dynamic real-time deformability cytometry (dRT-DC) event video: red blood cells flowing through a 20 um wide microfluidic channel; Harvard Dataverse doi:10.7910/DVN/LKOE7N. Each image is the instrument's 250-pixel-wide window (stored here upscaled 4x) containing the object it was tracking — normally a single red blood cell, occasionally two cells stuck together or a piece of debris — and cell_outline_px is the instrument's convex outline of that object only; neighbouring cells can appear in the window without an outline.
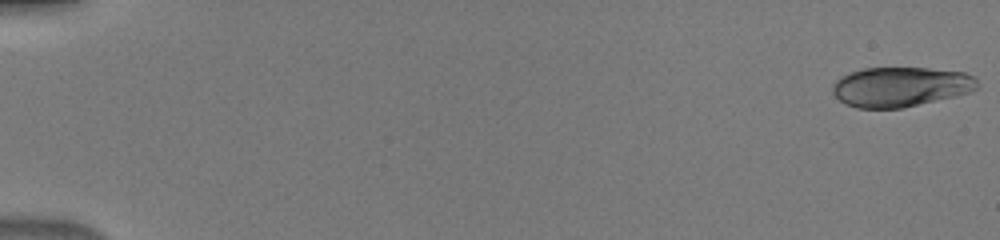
{"species": "human", "species_latin": "Homo sapiens", "temperature_condition": "warm", "stored_images_in_passage": 50, "camera_frame_rate_fps": 3000, "um_per_image_px": 0.085, "donor": {"sex": "male"}, "frame": {"image": 1, "passage_image": 1, "time_ms": 0.0, "image_size_px": [1000, 240], "cell_outline_px": [[976, 88], [972, 92], [956, 96], [904, 108], [856, 108], [844, 104], [832, 92], [832, 84], [840, 76], [848, 72], [864, 68], [928, 68], [964, 72], [976, 76]], "centroid_in_image_um": [76.53, 7.38], "position_along_channel_um": 8.5, "area_um2": 33.87}}
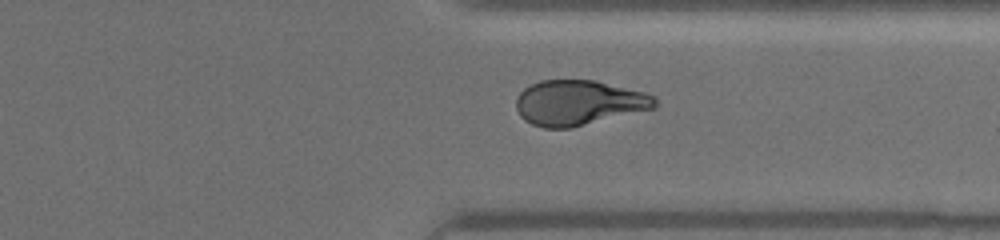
{"frame": {"image": 2, "passage_image": 40, "time_ms": 13.0, "image_size_px": [1000, 240], "cell_outline_px": [[660, 104], [656, 108], [572, 128], [544, 128], [532, 124], [524, 120], [520, 116], [516, 108], [516, 96], [524, 88], [540, 80], [596, 80], [644, 92], [656, 96]], "centroid_in_image_um": [49.22, 8.74], "position_along_channel_um": 362.2, "area_um2": 36.93}}
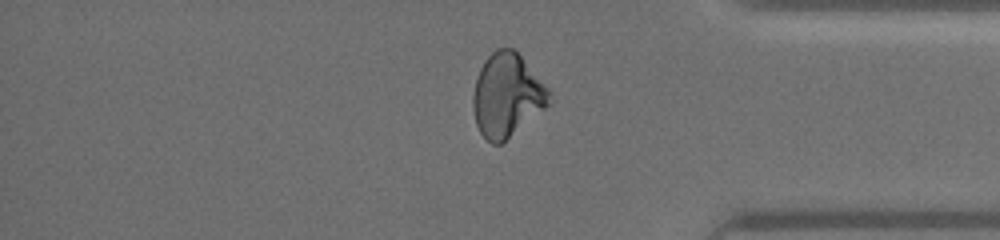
{"frame": {"image": 3, "passage_image": 43, "time_ms": 14.0, "image_size_px": [1000, 240], "cell_outline_px": [[548, 104], [544, 108], [500, 144], [492, 144], [480, 132], [476, 124], [472, 108], [472, 96], [476, 80], [480, 68], [484, 60], [496, 48], [512, 48], [520, 56], [548, 88]], "centroid_in_image_um": [43.03, 8.09], "position_along_channel_um": 392.2, "area_um2": 36.13}}